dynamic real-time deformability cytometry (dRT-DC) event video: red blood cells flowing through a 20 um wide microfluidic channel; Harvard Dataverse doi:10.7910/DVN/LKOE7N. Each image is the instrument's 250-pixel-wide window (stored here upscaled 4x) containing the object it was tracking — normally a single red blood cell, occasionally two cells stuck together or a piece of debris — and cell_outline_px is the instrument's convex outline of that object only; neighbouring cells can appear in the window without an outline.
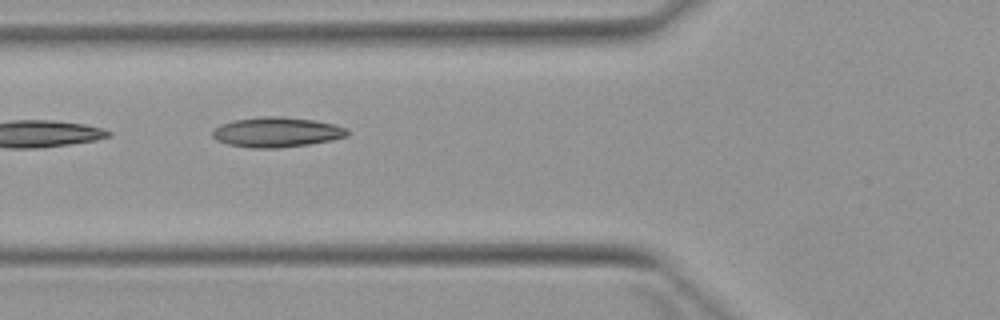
{"species": "Egyptian fruit bat (a non-hibernating species)", "species_latin": "Rousettus aegyptiacus", "temperature_condition": "warm", "stored_images_in_passage": 2, "camera_frame_rate_fps": 3000, "um_per_image_px": 0.085, "animal": {"sex": "female"}, "frame": {"image": 1, "passage_image": 2, "time_ms": 1.333, "image_size_px": [1000, 320], "cell_outline_px": [[348, 136], [332, 140], [308, 144], [276, 148], [252, 148], [228, 144], [216, 140], [212, 136], [212, 132], [220, 124], [232, 120], [260, 116], [284, 116], [316, 120], [336, 124], [348, 128]], "centroid_in_image_um": [23.54, 11.22], "position_along_channel_um": 102.3, "area_um2": 23.81}}